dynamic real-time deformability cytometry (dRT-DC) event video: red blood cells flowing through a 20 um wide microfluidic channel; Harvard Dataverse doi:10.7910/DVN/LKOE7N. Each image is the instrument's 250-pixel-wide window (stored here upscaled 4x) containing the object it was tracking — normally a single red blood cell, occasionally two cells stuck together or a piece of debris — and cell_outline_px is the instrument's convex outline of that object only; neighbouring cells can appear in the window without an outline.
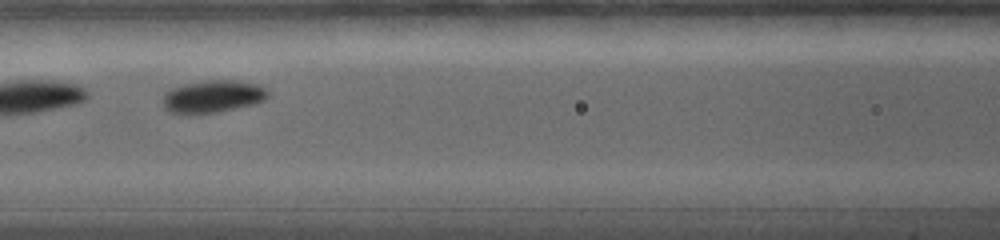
{"species": "common noctule bat (a hibernating species)", "species_latin": "Nyctalus noctula", "temperature_condition": "warm", "stored_images_in_passage": 20, "camera_frame_rate_fps": 5000, "um_per_image_px": 0.085, "animal": {"sex": "female", "body_mass_g": 19.0, "forearm_length_mm": 56.7}, "frame": {"image": 1, "passage_image": 4, "time_ms": 2.4, "image_size_px": [1000, 240], "cell_outline_px": [[268, 96], [264, 100], [256, 104], [216, 112], [188, 116], [184, 116], [168, 112], [164, 108], [164, 92], [172, 88], [184, 84], [208, 80], [236, 80], [256, 84], [264, 88], [268, 92]], "centroid_in_image_um": [18.04, 8.23], "position_along_channel_um": 148.6, "area_um2": 20.23}}
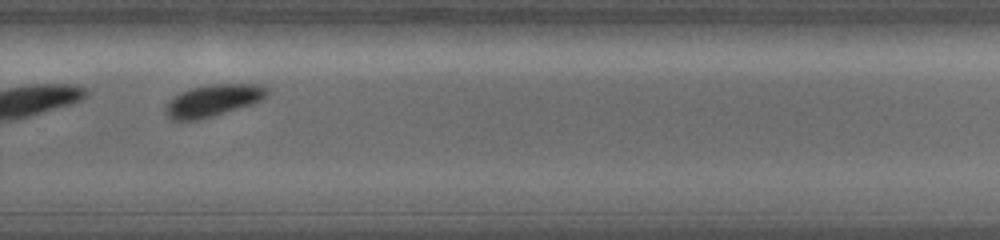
{"frame": {"image": 2, "passage_image": 12, "time_ms": 6.8, "image_size_px": [1000, 240], "cell_outline_px": [[268, 92], [260, 100], [252, 104], [212, 116], [196, 120], [172, 120], [168, 116], [164, 108], [180, 92], [192, 88], [208, 84], [256, 84], [268, 88]], "centroid_in_image_um": [18.11, 8.53], "position_along_channel_um": 311.7, "area_um2": 18.44}}